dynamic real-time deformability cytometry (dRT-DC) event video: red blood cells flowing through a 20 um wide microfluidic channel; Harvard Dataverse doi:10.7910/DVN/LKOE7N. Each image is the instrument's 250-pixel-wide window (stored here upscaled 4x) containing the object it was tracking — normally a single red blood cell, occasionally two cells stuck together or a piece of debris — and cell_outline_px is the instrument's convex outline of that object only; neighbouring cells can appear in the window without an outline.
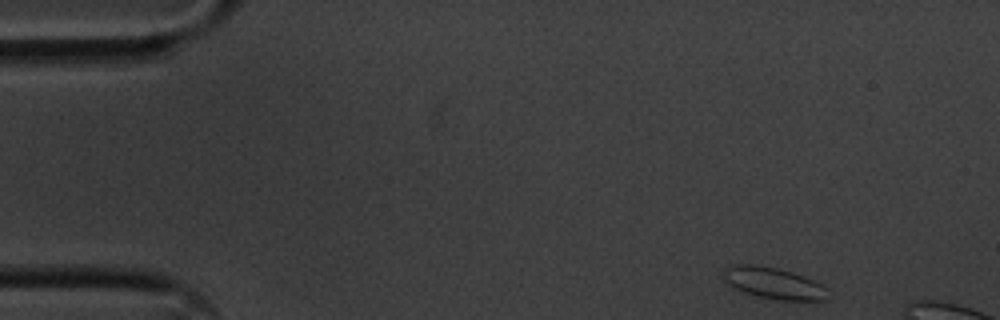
{"species": "common noctule bat (a hibernating species)", "species_latin": "Nyctalus noctula", "temperature_condition": "cold", "stored_images_in_passage": 8, "camera_frame_rate_fps": 3000, "um_per_image_px": 0.085, "animal": {"sex": "male", "body_mass_g": 20.1, "forearm_length_mm": 53.5}, "frame": {"image": 1, "passage_image": 1, "time_ms": 0.0, "image_size_px": [1000, 320], "cell_outline_px": [[828, 300], [780, 300], [756, 296], [744, 292], [736, 288], [724, 280], [724, 268], [728, 264], [752, 264], [776, 268], [792, 272], [804, 276], [820, 284], [824, 288]], "centroid_in_image_um": [65.7, 24.05], "position_along_channel_um": 19.3, "area_um2": 18.9}}